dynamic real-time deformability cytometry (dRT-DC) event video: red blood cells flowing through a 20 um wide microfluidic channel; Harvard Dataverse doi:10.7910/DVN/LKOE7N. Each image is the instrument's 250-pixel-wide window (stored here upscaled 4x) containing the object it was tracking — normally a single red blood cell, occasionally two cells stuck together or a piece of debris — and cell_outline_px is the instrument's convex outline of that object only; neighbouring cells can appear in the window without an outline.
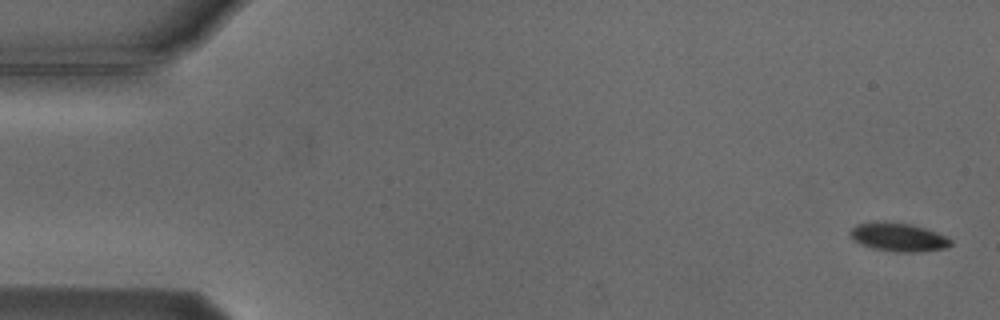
{"species": "Egyptian fruit bat (a non-hibernating species)", "species_latin": "Rousettus aegyptiacus", "temperature_condition": "cold", "stored_images_in_passage": 5, "camera_frame_rate_fps": 3000, "um_per_image_px": 0.085, "animal": {"sex": "male"}, "frame": {"image": 1, "passage_image": 1, "time_ms": 0.0, "image_size_px": [1000, 320], "cell_outline_px": [[952, 244], [944, 248], [916, 252], [896, 252], [872, 248], [860, 244], [848, 232], [856, 224], [876, 220], [912, 224], [928, 228], [948, 236], [952, 240]], "centroid_in_image_um": [76.38, 20.13], "position_along_channel_um": 8.6, "area_um2": 16.99}}
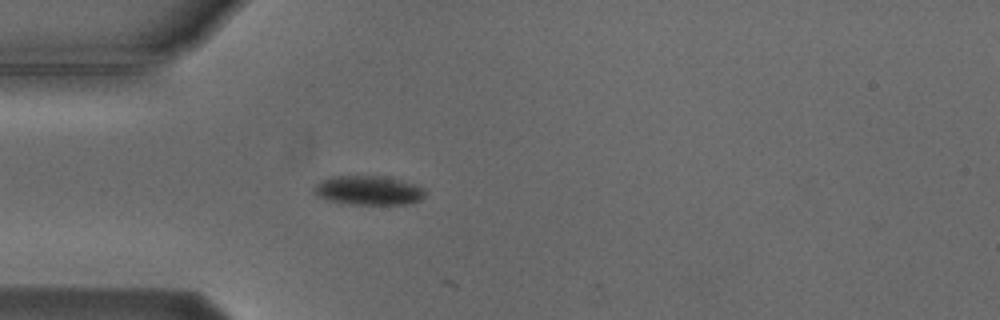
{"frame": {"image": 2, "passage_image": 5, "time_ms": 4.667, "image_size_px": [1000, 320], "cell_outline_px": [[424, 196], [420, 200], [404, 204], [348, 204], [328, 200], [316, 196], [312, 192], [312, 188], [320, 180], [332, 176], [384, 176], [412, 184], [424, 188]], "centroid_in_image_um": [31.23, 16.18], "position_along_channel_um": 53.8, "area_um2": 18.84}}